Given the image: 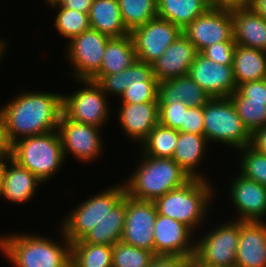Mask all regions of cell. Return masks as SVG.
<instances>
[{
    "label": "cell",
    "instance_id": "cell-53",
    "mask_svg": "<svg viewBox=\"0 0 266 267\" xmlns=\"http://www.w3.org/2000/svg\"><path fill=\"white\" fill-rule=\"evenodd\" d=\"M208 1L211 3L212 6L215 7V0H208Z\"/></svg>",
    "mask_w": 266,
    "mask_h": 267
},
{
    "label": "cell",
    "instance_id": "cell-41",
    "mask_svg": "<svg viewBox=\"0 0 266 267\" xmlns=\"http://www.w3.org/2000/svg\"><path fill=\"white\" fill-rule=\"evenodd\" d=\"M178 131L204 135L203 106L188 107L185 112L184 123Z\"/></svg>",
    "mask_w": 266,
    "mask_h": 267
},
{
    "label": "cell",
    "instance_id": "cell-28",
    "mask_svg": "<svg viewBox=\"0 0 266 267\" xmlns=\"http://www.w3.org/2000/svg\"><path fill=\"white\" fill-rule=\"evenodd\" d=\"M233 74L237 87L246 82L266 78V52L236 45Z\"/></svg>",
    "mask_w": 266,
    "mask_h": 267
},
{
    "label": "cell",
    "instance_id": "cell-19",
    "mask_svg": "<svg viewBox=\"0 0 266 267\" xmlns=\"http://www.w3.org/2000/svg\"><path fill=\"white\" fill-rule=\"evenodd\" d=\"M235 267H266V223L240 221Z\"/></svg>",
    "mask_w": 266,
    "mask_h": 267
},
{
    "label": "cell",
    "instance_id": "cell-32",
    "mask_svg": "<svg viewBox=\"0 0 266 267\" xmlns=\"http://www.w3.org/2000/svg\"><path fill=\"white\" fill-rule=\"evenodd\" d=\"M118 3L129 33L157 17V0H118Z\"/></svg>",
    "mask_w": 266,
    "mask_h": 267
},
{
    "label": "cell",
    "instance_id": "cell-31",
    "mask_svg": "<svg viewBox=\"0 0 266 267\" xmlns=\"http://www.w3.org/2000/svg\"><path fill=\"white\" fill-rule=\"evenodd\" d=\"M113 246L71 243V267H112Z\"/></svg>",
    "mask_w": 266,
    "mask_h": 267
},
{
    "label": "cell",
    "instance_id": "cell-50",
    "mask_svg": "<svg viewBox=\"0 0 266 267\" xmlns=\"http://www.w3.org/2000/svg\"><path fill=\"white\" fill-rule=\"evenodd\" d=\"M188 267H211V266H207L206 264H202L194 256H192L190 258Z\"/></svg>",
    "mask_w": 266,
    "mask_h": 267
},
{
    "label": "cell",
    "instance_id": "cell-1",
    "mask_svg": "<svg viewBox=\"0 0 266 267\" xmlns=\"http://www.w3.org/2000/svg\"><path fill=\"white\" fill-rule=\"evenodd\" d=\"M62 96L54 93L25 92L4 106L9 140L42 135L58 129L62 114Z\"/></svg>",
    "mask_w": 266,
    "mask_h": 267
},
{
    "label": "cell",
    "instance_id": "cell-16",
    "mask_svg": "<svg viewBox=\"0 0 266 267\" xmlns=\"http://www.w3.org/2000/svg\"><path fill=\"white\" fill-rule=\"evenodd\" d=\"M191 236L188 226L158 214L154 226V254L194 256L195 243H190Z\"/></svg>",
    "mask_w": 266,
    "mask_h": 267
},
{
    "label": "cell",
    "instance_id": "cell-22",
    "mask_svg": "<svg viewBox=\"0 0 266 267\" xmlns=\"http://www.w3.org/2000/svg\"><path fill=\"white\" fill-rule=\"evenodd\" d=\"M210 99L188 74L158 83L159 105H169L171 102L181 101L188 107H201Z\"/></svg>",
    "mask_w": 266,
    "mask_h": 267
},
{
    "label": "cell",
    "instance_id": "cell-21",
    "mask_svg": "<svg viewBox=\"0 0 266 267\" xmlns=\"http://www.w3.org/2000/svg\"><path fill=\"white\" fill-rule=\"evenodd\" d=\"M119 121L126 134L141 143L159 123V102L122 103Z\"/></svg>",
    "mask_w": 266,
    "mask_h": 267
},
{
    "label": "cell",
    "instance_id": "cell-15",
    "mask_svg": "<svg viewBox=\"0 0 266 267\" xmlns=\"http://www.w3.org/2000/svg\"><path fill=\"white\" fill-rule=\"evenodd\" d=\"M188 75L210 98L230 97L237 90L233 66L215 63L200 52L196 54Z\"/></svg>",
    "mask_w": 266,
    "mask_h": 267
},
{
    "label": "cell",
    "instance_id": "cell-49",
    "mask_svg": "<svg viewBox=\"0 0 266 267\" xmlns=\"http://www.w3.org/2000/svg\"><path fill=\"white\" fill-rule=\"evenodd\" d=\"M7 158L0 160V196L3 195V178H4V162Z\"/></svg>",
    "mask_w": 266,
    "mask_h": 267
},
{
    "label": "cell",
    "instance_id": "cell-37",
    "mask_svg": "<svg viewBox=\"0 0 266 267\" xmlns=\"http://www.w3.org/2000/svg\"><path fill=\"white\" fill-rule=\"evenodd\" d=\"M239 150H243L240 175L266 187V154L260 153L251 145Z\"/></svg>",
    "mask_w": 266,
    "mask_h": 267
},
{
    "label": "cell",
    "instance_id": "cell-27",
    "mask_svg": "<svg viewBox=\"0 0 266 267\" xmlns=\"http://www.w3.org/2000/svg\"><path fill=\"white\" fill-rule=\"evenodd\" d=\"M208 140L204 135L178 131V140L172 159L190 176V178L204 179L203 175L195 172L200 164ZM199 174V175H198Z\"/></svg>",
    "mask_w": 266,
    "mask_h": 267
},
{
    "label": "cell",
    "instance_id": "cell-52",
    "mask_svg": "<svg viewBox=\"0 0 266 267\" xmlns=\"http://www.w3.org/2000/svg\"><path fill=\"white\" fill-rule=\"evenodd\" d=\"M61 0H46L47 3H49L51 6L58 4Z\"/></svg>",
    "mask_w": 266,
    "mask_h": 267
},
{
    "label": "cell",
    "instance_id": "cell-20",
    "mask_svg": "<svg viewBox=\"0 0 266 267\" xmlns=\"http://www.w3.org/2000/svg\"><path fill=\"white\" fill-rule=\"evenodd\" d=\"M236 45L266 52V19L248 6L231 7Z\"/></svg>",
    "mask_w": 266,
    "mask_h": 267
},
{
    "label": "cell",
    "instance_id": "cell-9",
    "mask_svg": "<svg viewBox=\"0 0 266 267\" xmlns=\"http://www.w3.org/2000/svg\"><path fill=\"white\" fill-rule=\"evenodd\" d=\"M81 83L85 85L83 89L62 96V113L70 120L99 128L109 118L106 94L90 79L81 80Z\"/></svg>",
    "mask_w": 266,
    "mask_h": 267
},
{
    "label": "cell",
    "instance_id": "cell-25",
    "mask_svg": "<svg viewBox=\"0 0 266 267\" xmlns=\"http://www.w3.org/2000/svg\"><path fill=\"white\" fill-rule=\"evenodd\" d=\"M126 216V195L82 239L89 244L113 246L121 240Z\"/></svg>",
    "mask_w": 266,
    "mask_h": 267
},
{
    "label": "cell",
    "instance_id": "cell-8",
    "mask_svg": "<svg viewBox=\"0 0 266 267\" xmlns=\"http://www.w3.org/2000/svg\"><path fill=\"white\" fill-rule=\"evenodd\" d=\"M203 237L195 243L194 257L198 261L211 267L236 266L240 221L224 223Z\"/></svg>",
    "mask_w": 266,
    "mask_h": 267
},
{
    "label": "cell",
    "instance_id": "cell-10",
    "mask_svg": "<svg viewBox=\"0 0 266 267\" xmlns=\"http://www.w3.org/2000/svg\"><path fill=\"white\" fill-rule=\"evenodd\" d=\"M182 33L194 44L197 52L214 43L234 41L231 9L211 6L188 24Z\"/></svg>",
    "mask_w": 266,
    "mask_h": 267
},
{
    "label": "cell",
    "instance_id": "cell-40",
    "mask_svg": "<svg viewBox=\"0 0 266 267\" xmlns=\"http://www.w3.org/2000/svg\"><path fill=\"white\" fill-rule=\"evenodd\" d=\"M235 41L214 43L207 46L200 53L215 63L233 66Z\"/></svg>",
    "mask_w": 266,
    "mask_h": 267
},
{
    "label": "cell",
    "instance_id": "cell-12",
    "mask_svg": "<svg viewBox=\"0 0 266 267\" xmlns=\"http://www.w3.org/2000/svg\"><path fill=\"white\" fill-rule=\"evenodd\" d=\"M158 215L154 201H142L126 194V216L121 242L154 253V226Z\"/></svg>",
    "mask_w": 266,
    "mask_h": 267
},
{
    "label": "cell",
    "instance_id": "cell-51",
    "mask_svg": "<svg viewBox=\"0 0 266 267\" xmlns=\"http://www.w3.org/2000/svg\"><path fill=\"white\" fill-rule=\"evenodd\" d=\"M4 49H5V43L0 40V57L3 55V52L5 51Z\"/></svg>",
    "mask_w": 266,
    "mask_h": 267
},
{
    "label": "cell",
    "instance_id": "cell-38",
    "mask_svg": "<svg viewBox=\"0 0 266 267\" xmlns=\"http://www.w3.org/2000/svg\"><path fill=\"white\" fill-rule=\"evenodd\" d=\"M158 83L159 82H135L129 83L122 96V103L139 104L158 101Z\"/></svg>",
    "mask_w": 266,
    "mask_h": 267
},
{
    "label": "cell",
    "instance_id": "cell-14",
    "mask_svg": "<svg viewBox=\"0 0 266 267\" xmlns=\"http://www.w3.org/2000/svg\"><path fill=\"white\" fill-rule=\"evenodd\" d=\"M58 132L62 141L63 154L71 153L82 162L96 159L101 152L102 144L99 128L68 119L63 113L60 116Z\"/></svg>",
    "mask_w": 266,
    "mask_h": 267
},
{
    "label": "cell",
    "instance_id": "cell-23",
    "mask_svg": "<svg viewBox=\"0 0 266 267\" xmlns=\"http://www.w3.org/2000/svg\"><path fill=\"white\" fill-rule=\"evenodd\" d=\"M7 160L10 167L4 162L2 196L14 203L21 204L29 201L35 194V186L42 181L28 169L20 166L11 157H8Z\"/></svg>",
    "mask_w": 266,
    "mask_h": 267
},
{
    "label": "cell",
    "instance_id": "cell-5",
    "mask_svg": "<svg viewBox=\"0 0 266 267\" xmlns=\"http://www.w3.org/2000/svg\"><path fill=\"white\" fill-rule=\"evenodd\" d=\"M206 179L191 178L183 186L167 192L154 203L157 212L194 230L204 219L212 186Z\"/></svg>",
    "mask_w": 266,
    "mask_h": 267
},
{
    "label": "cell",
    "instance_id": "cell-24",
    "mask_svg": "<svg viewBox=\"0 0 266 267\" xmlns=\"http://www.w3.org/2000/svg\"><path fill=\"white\" fill-rule=\"evenodd\" d=\"M137 61L130 34L112 37L106 44L100 70L90 79L97 82L104 75H113L130 67Z\"/></svg>",
    "mask_w": 266,
    "mask_h": 267
},
{
    "label": "cell",
    "instance_id": "cell-3",
    "mask_svg": "<svg viewBox=\"0 0 266 267\" xmlns=\"http://www.w3.org/2000/svg\"><path fill=\"white\" fill-rule=\"evenodd\" d=\"M7 236L0 237V249L15 267H71V242L66 237L64 247L39 235Z\"/></svg>",
    "mask_w": 266,
    "mask_h": 267
},
{
    "label": "cell",
    "instance_id": "cell-6",
    "mask_svg": "<svg viewBox=\"0 0 266 267\" xmlns=\"http://www.w3.org/2000/svg\"><path fill=\"white\" fill-rule=\"evenodd\" d=\"M203 124L208 141H220L238 150L251 144V133L238 116L230 97L211 98L203 106Z\"/></svg>",
    "mask_w": 266,
    "mask_h": 267
},
{
    "label": "cell",
    "instance_id": "cell-30",
    "mask_svg": "<svg viewBox=\"0 0 266 267\" xmlns=\"http://www.w3.org/2000/svg\"><path fill=\"white\" fill-rule=\"evenodd\" d=\"M135 82H158L154 76L152 64L136 61L127 69L113 75H104L96 83L106 94L114 93L121 97L123 92L129 88V83Z\"/></svg>",
    "mask_w": 266,
    "mask_h": 267
},
{
    "label": "cell",
    "instance_id": "cell-39",
    "mask_svg": "<svg viewBox=\"0 0 266 267\" xmlns=\"http://www.w3.org/2000/svg\"><path fill=\"white\" fill-rule=\"evenodd\" d=\"M188 106L184 102H171L169 105H159V124L178 130L184 123Z\"/></svg>",
    "mask_w": 266,
    "mask_h": 267
},
{
    "label": "cell",
    "instance_id": "cell-13",
    "mask_svg": "<svg viewBox=\"0 0 266 267\" xmlns=\"http://www.w3.org/2000/svg\"><path fill=\"white\" fill-rule=\"evenodd\" d=\"M110 38L90 28L70 39L68 54L75 69L73 75L77 79H91L100 70Z\"/></svg>",
    "mask_w": 266,
    "mask_h": 267
},
{
    "label": "cell",
    "instance_id": "cell-11",
    "mask_svg": "<svg viewBox=\"0 0 266 267\" xmlns=\"http://www.w3.org/2000/svg\"><path fill=\"white\" fill-rule=\"evenodd\" d=\"M181 33L182 30L178 26L159 17L134 29L130 36L137 60L153 64Z\"/></svg>",
    "mask_w": 266,
    "mask_h": 267
},
{
    "label": "cell",
    "instance_id": "cell-46",
    "mask_svg": "<svg viewBox=\"0 0 266 267\" xmlns=\"http://www.w3.org/2000/svg\"><path fill=\"white\" fill-rule=\"evenodd\" d=\"M260 153L266 154V125L251 134V144Z\"/></svg>",
    "mask_w": 266,
    "mask_h": 267
},
{
    "label": "cell",
    "instance_id": "cell-43",
    "mask_svg": "<svg viewBox=\"0 0 266 267\" xmlns=\"http://www.w3.org/2000/svg\"><path fill=\"white\" fill-rule=\"evenodd\" d=\"M192 256L155 255L148 267H188Z\"/></svg>",
    "mask_w": 266,
    "mask_h": 267
},
{
    "label": "cell",
    "instance_id": "cell-7",
    "mask_svg": "<svg viewBox=\"0 0 266 267\" xmlns=\"http://www.w3.org/2000/svg\"><path fill=\"white\" fill-rule=\"evenodd\" d=\"M125 195L126 189L122 183V186L116 185L81 203L63 223V237L71 243L82 240Z\"/></svg>",
    "mask_w": 266,
    "mask_h": 267
},
{
    "label": "cell",
    "instance_id": "cell-36",
    "mask_svg": "<svg viewBox=\"0 0 266 267\" xmlns=\"http://www.w3.org/2000/svg\"><path fill=\"white\" fill-rule=\"evenodd\" d=\"M155 254L121 241L113 245L112 267H148Z\"/></svg>",
    "mask_w": 266,
    "mask_h": 267
},
{
    "label": "cell",
    "instance_id": "cell-4",
    "mask_svg": "<svg viewBox=\"0 0 266 267\" xmlns=\"http://www.w3.org/2000/svg\"><path fill=\"white\" fill-rule=\"evenodd\" d=\"M57 131L19 138L12 144L10 157L42 182L48 180L59 170L65 159Z\"/></svg>",
    "mask_w": 266,
    "mask_h": 267
},
{
    "label": "cell",
    "instance_id": "cell-42",
    "mask_svg": "<svg viewBox=\"0 0 266 267\" xmlns=\"http://www.w3.org/2000/svg\"><path fill=\"white\" fill-rule=\"evenodd\" d=\"M236 91L244 98L266 100V78L243 83Z\"/></svg>",
    "mask_w": 266,
    "mask_h": 267
},
{
    "label": "cell",
    "instance_id": "cell-26",
    "mask_svg": "<svg viewBox=\"0 0 266 267\" xmlns=\"http://www.w3.org/2000/svg\"><path fill=\"white\" fill-rule=\"evenodd\" d=\"M90 26L109 37L130 34L122 21L118 0H94L89 12Z\"/></svg>",
    "mask_w": 266,
    "mask_h": 267
},
{
    "label": "cell",
    "instance_id": "cell-34",
    "mask_svg": "<svg viewBox=\"0 0 266 267\" xmlns=\"http://www.w3.org/2000/svg\"><path fill=\"white\" fill-rule=\"evenodd\" d=\"M230 98L238 116L251 134L266 125V100L244 98L237 91Z\"/></svg>",
    "mask_w": 266,
    "mask_h": 267
},
{
    "label": "cell",
    "instance_id": "cell-48",
    "mask_svg": "<svg viewBox=\"0 0 266 267\" xmlns=\"http://www.w3.org/2000/svg\"><path fill=\"white\" fill-rule=\"evenodd\" d=\"M248 7L266 19V0H251Z\"/></svg>",
    "mask_w": 266,
    "mask_h": 267
},
{
    "label": "cell",
    "instance_id": "cell-44",
    "mask_svg": "<svg viewBox=\"0 0 266 267\" xmlns=\"http://www.w3.org/2000/svg\"><path fill=\"white\" fill-rule=\"evenodd\" d=\"M12 153V143L9 140L4 114L0 111V156L8 158Z\"/></svg>",
    "mask_w": 266,
    "mask_h": 267
},
{
    "label": "cell",
    "instance_id": "cell-2",
    "mask_svg": "<svg viewBox=\"0 0 266 267\" xmlns=\"http://www.w3.org/2000/svg\"><path fill=\"white\" fill-rule=\"evenodd\" d=\"M138 169L124 182L126 194L142 201H155L171 190L183 186L191 178L172 159L142 154Z\"/></svg>",
    "mask_w": 266,
    "mask_h": 267
},
{
    "label": "cell",
    "instance_id": "cell-17",
    "mask_svg": "<svg viewBox=\"0 0 266 267\" xmlns=\"http://www.w3.org/2000/svg\"><path fill=\"white\" fill-rule=\"evenodd\" d=\"M197 53L194 44L181 33L152 64L157 81L187 75Z\"/></svg>",
    "mask_w": 266,
    "mask_h": 267
},
{
    "label": "cell",
    "instance_id": "cell-35",
    "mask_svg": "<svg viewBox=\"0 0 266 267\" xmlns=\"http://www.w3.org/2000/svg\"><path fill=\"white\" fill-rule=\"evenodd\" d=\"M52 6L60 8L54 25L60 34L67 37V39L70 40L91 28L88 14L63 8L59 3Z\"/></svg>",
    "mask_w": 266,
    "mask_h": 267
},
{
    "label": "cell",
    "instance_id": "cell-29",
    "mask_svg": "<svg viewBox=\"0 0 266 267\" xmlns=\"http://www.w3.org/2000/svg\"><path fill=\"white\" fill-rule=\"evenodd\" d=\"M211 6L208 0H157V17L183 30Z\"/></svg>",
    "mask_w": 266,
    "mask_h": 267
},
{
    "label": "cell",
    "instance_id": "cell-18",
    "mask_svg": "<svg viewBox=\"0 0 266 267\" xmlns=\"http://www.w3.org/2000/svg\"><path fill=\"white\" fill-rule=\"evenodd\" d=\"M231 186V199L238 210L237 221H262L266 215V187L242 175Z\"/></svg>",
    "mask_w": 266,
    "mask_h": 267
},
{
    "label": "cell",
    "instance_id": "cell-45",
    "mask_svg": "<svg viewBox=\"0 0 266 267\" xmlns=\"http://www.w3.org/2000/svg\"><path fill=\"white\" fill-rule=\"evenodd\" d=\"M94 0H61L59 4L63 8L72 9L85 14H89L90 7L92 6Z\"/></svg>",
    "mask_w": 266,
    "mask_h": 267
},
{
    "label": "cell",
    "instance_id": "cell-33",
    "mask_svg": "<svg viewBox=\"0 0 266 267\" xmlns=\"http://www.w3.org/2000/svg\"><path fill=\"white\" fill-rule=\"evenodd\" d=\"M178 140V130L157 124L142 142L143 154L153 157L172 158Z\"/></svg>",
    "mask_w": 266,
    "mask_h": 267
},
{
    "label": "cell",
    "instance_id": "cell-47",
    "mask_svg": "<svg viewBox=\"0 0 266 267\" xmlns=\"http://www.w3.org/2000/svg\"><path fill=\"white\" fill-rule=\"evenodd\" d=\"M251 0H215V7H243L248 6Z\"/></svg>",
    "mask_w": 266,
    "mask_h": 267
}]
</instances>
